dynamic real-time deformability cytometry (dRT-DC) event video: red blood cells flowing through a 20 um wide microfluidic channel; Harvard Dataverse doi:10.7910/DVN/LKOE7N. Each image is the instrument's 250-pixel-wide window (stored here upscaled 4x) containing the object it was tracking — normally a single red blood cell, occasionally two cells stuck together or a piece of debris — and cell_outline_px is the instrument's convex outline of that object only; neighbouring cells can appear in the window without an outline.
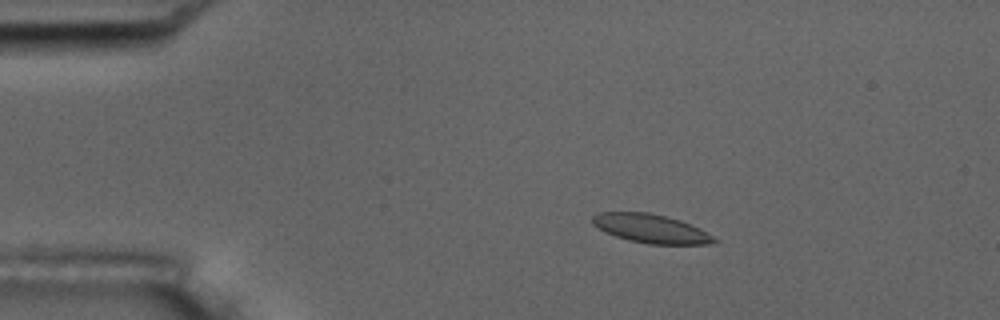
{"species": "common noctule bat (a hibernating species)", "species_latin": "Nyctalus noctula", "temperature_condition": "room temperature", "stored_images_in_passage": 8, "camera_frame_rate_fps": 3000, "um_per_image_px": 0.085, "animal": {"sex": "male", "body_mass_g": 17.5, "forearm_length_mm": 52.3}, "frame": {"image": 1, "passage_image": 3, "time_ms": 2.333, "image_size_px": [1000, 320], "cell_outline_px": [[720, 240], [708, 244], [648, 244], [628, 240], [604, 232], [592, 224], [592, 216], [600, 212], [648, 212], [680, 220], [700, 228]], "centroid_in_image_um": [55.32, 19.43], "position_along_channel_um": 29.7, "area_um2": 20.4}}
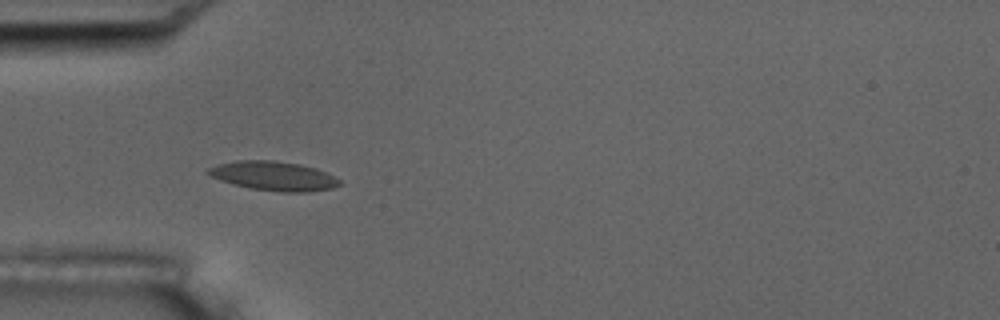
{"frame": {"image": 2, "passage_image": 5, "time_ms": 4.667, "image_size_px": [1000, 320], "cell_outline_px": [[340, 184], [332, 188], [308, 192], [280, 192], [248, 188], [232, 184], [220, 180], [204, 172], [208, 168], [216, 164], [236, 160], [272, 160], [300, 164], [316, 168], [340, 180]], "centroid_in_image_um": [23.2, 14.95], "position_along_channel_um": 61.8, "area_um2": 22.43}}
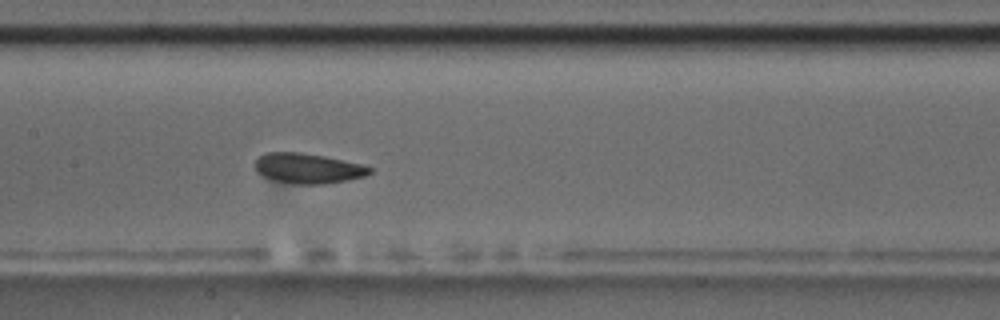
{"frame": {"image": 3, "passage_image": 8, "time_ms": 8.0, "image_size_px": [1000, 320], "cell_outline_px": [[372, 172], [364, 176], [324, 184], [296, 184], [272, 180], [256, 172], [256, 160], [264, 152], [300, 152], [324, 156], [360, 164], [372, 168]], "centroid_in_image_um": [26.13, 14.3], "position_along_channel_um": 181.3, "area_um2": 19.94}}